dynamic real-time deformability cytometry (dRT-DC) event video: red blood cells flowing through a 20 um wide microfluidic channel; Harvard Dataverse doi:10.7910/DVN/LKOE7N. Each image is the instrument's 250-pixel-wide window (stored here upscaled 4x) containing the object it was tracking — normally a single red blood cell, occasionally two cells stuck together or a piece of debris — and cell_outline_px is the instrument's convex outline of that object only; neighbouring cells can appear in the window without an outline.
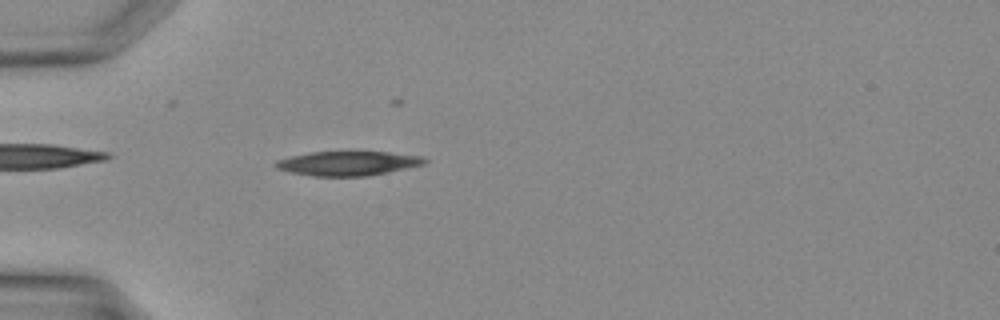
{"species": "Egyptian fruit bat (a non-hibernating species)", "species_latin": "Rousettus aegyptiacus", "temperature_condition": "warm", "stored_images_in_passage": 31, "camera_frame_rate_fps": 3000, "um_per_image_px": 0.085, "animal": {"sex": "female"}, "frame": {"image": 1, "passage_image": 12, "time_ms": 3.667, "image_size_px": [1000, 320], "cell_outline_px": [[428, 160], [424, 164], [388, 172], [368, 176], [312, 176], [292, 172], [276, 168], [272, 164], [276, 160], [292, 156], [312, 152], [388, 152], [420, 156]], "centroid_in_image_um": [29.55, 13.89], "position_along_channel_um": 55.5, "area_um2": 20.92}}
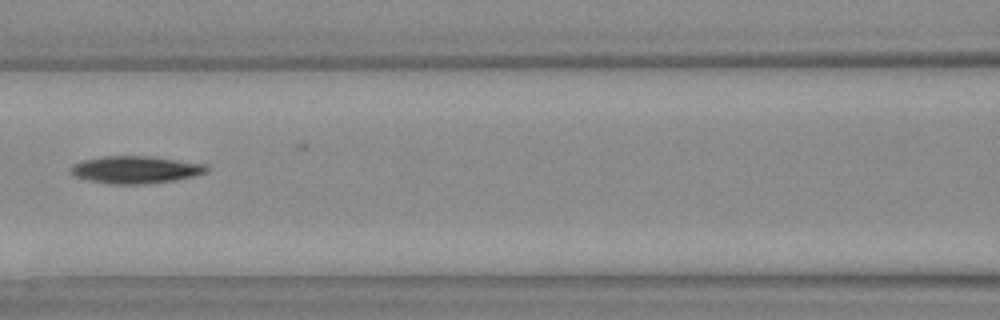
{"frame": {"image": 2, "passage_image": 18, "time_ms": 5.667, "image_size_px": [1000, 320], "cell_outline_px": [[208, 172], [196, 176], [172, 180], [140, 184], [108, 184], [88, 180], [76, 176], [72, 172], [72, 168], [76, 164], [84, 160], [104, 156], [148, 156], [208, 164]], "centroid_in_image_um": [11.59, 14.42], "position_along_channel_um": 155.0, "area_um2": 21.39}}
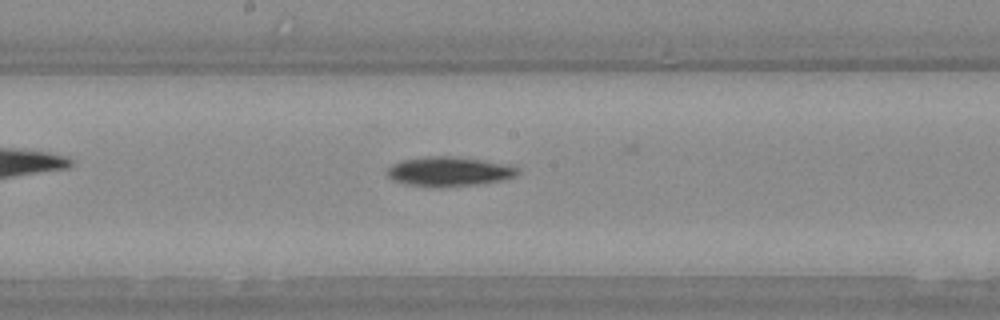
{"frame": {"image": 3, "passage_image": 21, "time_ms": 6.667, "image_size_px": [1000, 320], "cell_outline_px": [[516, 176], [504, 180], [476, 184], [408, 184], [392, 180], [384, 172], [392, 164], [404, 160], [428, 156], [452, 156], [480, 160], [500, 164], [516, 168]], "centroid_in_image_um": [38.1, 14.54], "position_along_channel_um": 210.1, "area_um2": 21.1}}